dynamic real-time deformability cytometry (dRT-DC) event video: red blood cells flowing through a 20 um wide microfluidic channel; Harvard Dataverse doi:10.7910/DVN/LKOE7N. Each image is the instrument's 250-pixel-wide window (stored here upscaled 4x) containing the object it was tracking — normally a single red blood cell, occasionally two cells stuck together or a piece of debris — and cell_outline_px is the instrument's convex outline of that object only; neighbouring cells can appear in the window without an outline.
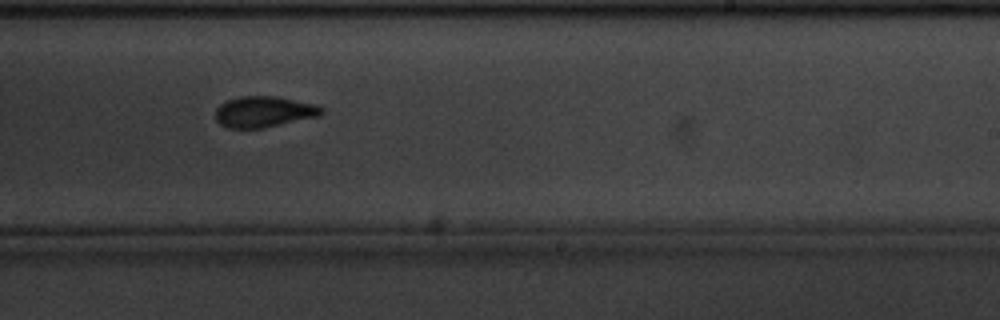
{"species": "common noctule bat (a hibernating species)", "species_latin": "Nyctalus noctula", "temperature_condition": "cold", "stored_images_in_passage": 16, "camera_frame_rate_fps": 3000, "um_per_image_px": 0.085, "animal": {"sex": "male", "body_mass_g": 20.1, "forearm_length_mm": 53.5}, "frame": {"image": 1, "passage_image": 10, "time_ms": 3.0, "image_size_px": [1000, 320], "cell_outline_px": [[324, 112], [320, 116], [264, 128], [228, 128], [220, 124], [216, 120], [216, 108], [220, 104], [228, 100], [240, 96], [276, 96], [316, 104], [324, 108]], "centroid_in_image_um": [22.46, 9.5], "position_along_channel_um": 266.5, "area_um2": 19.31}}
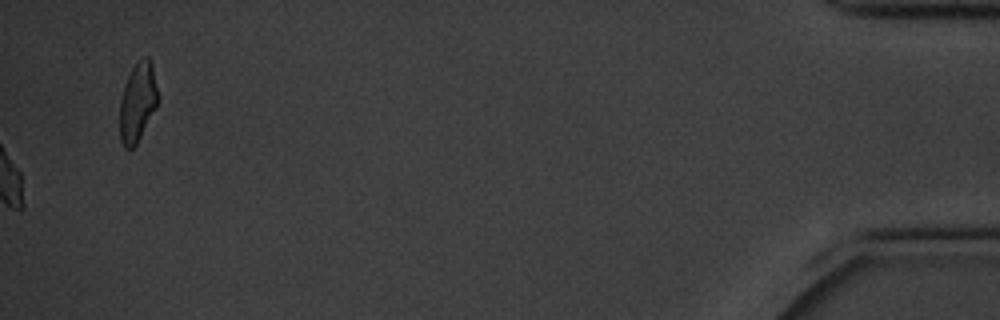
{"frame": {"image": 2, "passage_image": 16, "time_ms": 5.0, "image_size_px": [1000, 320], "cell_outline_px": [[160, 96], [156, 108], [136, 144], [132, 148], [124, 148], [120, 140], [120, 100], [124, 84], [132, 68], [144, 56], [148, 56], [152, 60]], "centroid_in_image_um": [11.73, 8.64], "position_along_channel_um": 423.5, "area_um2": 17.86}}